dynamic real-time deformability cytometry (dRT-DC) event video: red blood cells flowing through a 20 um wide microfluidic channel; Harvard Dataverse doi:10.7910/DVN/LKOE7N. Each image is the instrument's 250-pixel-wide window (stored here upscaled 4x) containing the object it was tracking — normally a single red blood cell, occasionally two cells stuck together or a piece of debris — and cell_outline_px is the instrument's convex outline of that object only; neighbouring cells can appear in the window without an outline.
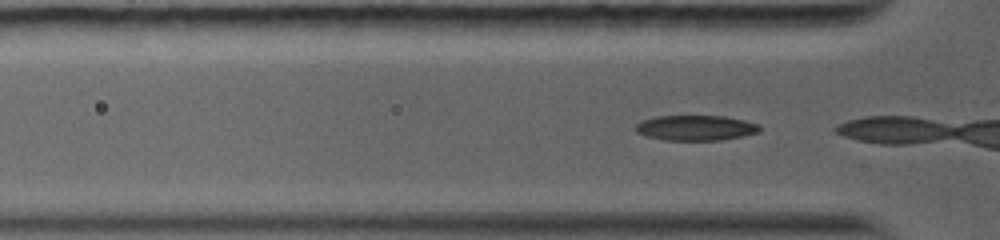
{"species": "common noctule bat (a hibernating species)", "species_latin": "Nyctalus noctula", "temperature_condition": "warm", "stored_images_in_passage": 3, "camera_frame_rate_fps": 5000, "um_per_image_px": 0.085, "animal": {"sex": "female", "body_mass_g": 19.0, "forearm_length_mm": 56.7}, "frame": {"image": 1, "passage_image": 2, "time_ms": 0.2, "image_size_px": [1000, 240], "cell_outline_px": [[760, 132], [720, 140], [664, 140], [644, 136], [636, 132], [636, 124], [644, 120], [656, 116], [724, 116], [744, 120], [760, 124]], "centroid_in_image_um": [59.13, 10.87], "position_along_channel_um": 66.7, "area_um2": 18.21}}